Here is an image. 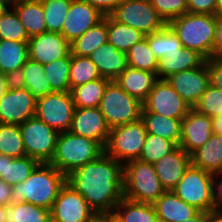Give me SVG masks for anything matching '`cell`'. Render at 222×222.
I'll list each match as a JSON object with an SVG mask.
<instances>
[{"instance_id":"obj_53","label":"cell","mask_w":222,"mask_h":222,"mask_svg":"<svg viewBox=\"0 0 222 222\" xmlns=\"http://www.w3.org/2000/svg\"><path fill=\"white\" fill-rule=\"evenodd\" d=\"M13 82L9 76L0 73V98Z\"/></svg>"},{"instance_id":"obj_55","label":"cell","mask_w":222,"mask_h":222,"mask_svg":"<svg viewBox=\"0 0 222 222\" xmlns=\"http://www.w3.org/2000/svg\"><path fill=\"white\" fill-rule=\"evenodd\" d=\"M213 133L222 135V113L213 118Z\"/></svg>"},{"instance_id":"obj_1","label":"cell","mask_w":222,"mask_h":222,"mask_svg":"<svg viewBox=\"0 0 222 222\" xmlns=\"http://www.w3.org/2000/svg\"><path fill=\"white\" fill-rule=\"evenodd\" d=\"M124 165L103 153L98 159L74 169L66 182L79 192L95 212H113L124 198Z\"/></svg>"},{"instance_id":"obj_37","label":"cell","mask_w":222,"mask_h":222,"mask_svg":"<svg viewBox=\"0 0 222 222\" xmlns=\"http://www.w3.org/2000/svg\"><path fill=\"white\" fill-rule=\"evenodd\" d=\"M101 78L94 62L87 56L71 55L69 83L71 90L74 87L86 84Z\"/></svg>"},{"instance_id":"obj_17","label":"cell","mask_w":222,"mask_h":222,"mask_svg":"<svg viewBox=\"0 0 222 222\" xmlns=\"http://www.w3.org/2000/svg\"><path fill=\"white\" fill-rule=\"evenodd\" d=\"M97 8L84 0H72L61 34L72 43L104 18Z\"/></svg>"},{"instance_id":"obj_36","label":"cell","mask_w":222,"mask_h":222,"mask_svg":"<svg viewBox=\"0 0 222 222\" xmlns=\"http://www.w3.org/2000/svg\"><path fill=\"white\" fill-rule=\"evenodd\" d=\"M126 56L129 67L155 73L157 75L159 59L150 48L146 37L129 48L126 52Z\"/></svg>"},{"instance_id":"obj_16","label":"cell","mask_w":222,"mask_h":222,"mask_svg":"<svg viewBox=\"0 0 222 222\" xmlns=\"http://www.w3.org/2000/svg\"><path fill=\"white\" fill-rule=\"evenodd\" d=\"M71 43L57 32H44L29 38V59L43 65L67 57L71 53Z\"/></svg>"},{"instance_id":"obj_40","label":"cell","mask_w":222,"mask_h":222,"mask_svg":"<svg viewBox=\"0 0 222 222\" xmlns=\"http://www.w3.org/2000/svg\"><path fill=\"white\" fill-rule=\"evenodd\" d=\"M0 154L13 158L26 156L19 125L0 123Z\"/></svg>"},{"instance_id":"obj_8","label":"cell","mask_w":222,"mask_h":222,"mask_svg":"<svg viewBox=\"0 0 222 222\" xmlns=\"http://www.w3.org/2000/svg\"><path fill=\"white\" fill-rule=\"evenodd\" d=\"M172 191L185 203L200 212L210 213L212 211L213 181L211 173L191 164Z\"/></svg>"},{"instance_id":"obj_19","label":"cell","mask_w":222,"mask_h":222,"mask_svg":"<svg viewBox=\"0 0 222 222\" xmlns=\"http://www.w3.org/2000/svg\"><path fill=\"white\" fill-rule=\"evenodd\" d=\"M213 134V119L192 108L182 119L180 147L189 155L202 147Z\"/></svg>"},{"instance_id":"obj_14","label":"cell","mask_w":222,"mask_h":222,"mask_svg":"<svg viewBox=\"0 0 222 222\" xmlns=\"http://www.w3.org/2000/svg\"><path fill=\"white\" fill-rule=\"evenodd\" d=\"M95 211L67 182L50 210L51 222H86Z\"/></svg>"},{"instance_id":"obj_23","label":"cell","mask_w":222,"mask_h":222,"mask_svg":"<svg viewBox=\"0 0 222 222\" xmlns=\"http://www.w3.org/2000/svg\"><path fill=\"white\" fill-rule=\"evenodd\" d=\"M159 222H182L194 217L199 210L185 203L173 191H165L154 203Z\"/></svg>"},{"instance_id":"obj_42","label":"cell","mask_w":222,"mask_h":222,"mask_svg":"<svg viewBox=\"0 0 222 222\" xmlns=\"http://www.w3.org/2000/svg\"><path fill=\"white\" fill-rule=\"evenodd\" d=\"M72 0H43L47 32L61 33Z\"/></svg>"},{"instance_id":"obj_32","label":"cell","mask_w":222,"mask_h":222,"mask_svg":"<svg viewBox=\"0 0 222 222\" xmlns=\"http://www.w3.org/2000/svg\"><path fill=\"white\" fill-rule=\"evenodd\" d=\"M141 31L114 20L107 15V41L119 51L126 53L134 44L145 38Z\"/></svg>"},{"instance_id":"obj_27","label":"cell","mask_w":222,"mask_h":222,"mask_svg":"<svg viewBox=\"0 0 222 222\" xmlns=\"http://www.w3.org/2000/svg\"><path fill=\"white\" fill-rule=\"evenodd\" d=\"M191 164L211 174L222 171V135L213 133L191 154Z\"/></svg>"},{"instance_id":"obj_45","label":"cell","mask_w":222,"mask_h":222,"mask_svg":"<svg viewBox=\"0 0 222 222\" xmlns=\"http://www.w3.org/2000/svg\"><path fill=\"white\" fill-rule=\"evenodd\" d=\"M150 2L167 24L188 13L187 0H150Z\"/></svg>"},{"instance_id":"obj_39","label":"cell","mask_w":222,"mask_h":222,"mask_svg":"<svg viewBox=\"0 0 222 222\" xmlns=\"http://www.w3.org/2000/svg\"><path fill=\"white\" fill-rule=\"evenodd\" d=\"M155 56L160 59L164 55L176 52L182 47L174 30L167 24L163 29L145 36Z\"/></svg>"},{"instance_id":"obj_54","label":"cell","mask_w":222,"mask_h":222,"mask_svg":"<svg viewBox=\"0 0 222 222\" xmlns=\"http://www.w3.org/2000/svg\"><path fill=\"white\" fill-rule=\"evenodd\" d=\"M208 212H198L194 217L182 222H208Z\"/></svg>"},{"instance_id":"obj_25","label":"cell","mask_w":222,"mask_h":222,"mask_svg":"<svg viewBox=\"0 0 222 222\" xmlns=\"http://www.w3.org/2000/svg\"><path fill=\"white\" fill-rule=\"evenodd\" d=\"M28 59V42L0 39V73L14 81Z\"/></svg>"},{"instance_id":"obj_44","label":"cell","mask_w":222,"mask_h":222,"mask_svg":"<svg viewBox=\"0 0 222 222\" xmlns=\"http://www.w3.org/2000/svg\"><path fill=\"white\" fill-rule=\"evenodd\" d=\"M194 109L212 119L222 113V89L210 85L201 95Z\"/></svg>"},{"instance_id":"obj_61","label":"cell","mask_w":222,"mask_h":222,"mask_svg":"<svg viewBox=\"0 0 222 222\" xmlns=\"http://www.w3.org/2000/svg\"><path fill=\"white\" fill-rule=\"evenodd\" d=\"M26 1H43V0H26Z\"/></svg>"},{"instance_id":"obj_15","label":"cell","mask_w":222,"mask_h":222,"mask_svg":"<svg viewBox=\"0 0 222 222\" xmlns=\"http://www.w3.org/2000/svg\"><path fill=\"white\" fill-rule=\"evenodd\" d=\"M166 80L191 108H194L201 95L210 86L207 61L199 68L178 72Z\"/></svg>"},{"instance_id":"obj_33","label":"cell","mask_w":222,"mask_h":222,"mask_svg":"<svg viewBox=\"0 0 222 222\" xmlns=\"http://www.w3.org/2000/svg\"><path fill=\"white\" fill-rule=\"evenodd\" d=\"M107 42V15L71 43V55L89 56L99 46Z\"/></svg>"},{"instance_id":"obj_35","label":"cell","mask_w":222,"mask_h":222,"mask_svg":"<svg viewBox=\"0 0 222 222\" xmlns=\"http://www.w3.org/2000/svg\"><path fill=\"white\" fill-rule=\"evenodd\" d=\"M6 222H51L50 210L28 202L5 207Z\"/></svg>"},{"instance_id":"obj_38","label":"cell","mask_w":222,"mask_h":222,"mask_svg":"<svg viewBox=\"0 0 222 222\" xmlns=\"http://www.w3.org/2000/svg\"><path fill=\"white\" fill-rule=\"evenodd\" d=\"M70 63L71 53L67 57L60 58L44 65L46 78L53 91L71 92L69 83Z\"/></svg>"},{"instance_id":"obj_60","label":"cell","mask_w":222,"mask_h":222,"mask_svg":"<svg viewBox=\"0 0 222 222\" xmlns=\"http://www.w3.org/2000/svg\"><path fill=\"white\" fill-rule=\"evenodd\" d=\"M110 222H118V221L115 219L113 212H110Z\"/></svg>"},{"instance_id":"obj_4","label":"cell","mask_w":222,"mask_h":222,"mask_svg":"<svg viewBox=\"0 0 222 222\" xmlns=\"http://www.w3.org/2000/svg\"><path fill=\"white\" fill-rule=\"evenodd\" d=\"M103 153L104 147L99 142L66 131L59 133L50 164L67 176L74 169L98 159Z\"/></svg>"},{"instance_id":"obj_47","label":"cell","mask_w":222,"mask_h":222,"mask_svg":"<svg viewBox=\"0 0 222 222\" xmlns=\"http://www.w3.org/2000/svg\"><path fill=\"white\" fill-rule=\"evenodd\" d=\"M207 68L210 77V85L222 89V59L212 57L206 59Z\"/></svg>"},{"instance_id":"obj_50","label":"cell","mask_w":222,"mask_h":222,"mask_svg":"<svg viewBox=\"0 0 222 222\" xmlns=\"http://www.w3.org/2000/svg\"><path fill=\"white\" fill-rule=\"evenodd\" d=\"M222 55V18H216L215 38L213 46V57Z\"/></svg>"},{"instance_id":"obj_10","label":"cell","mask_w":222,"mask_h":222,"mask_svg":"<svg viewBox=\"0 0 222 222\" xmlns=\"http://www.w3.org/2000/svg\"><path fill=\"white\" fill-rule=\"evenodd\" d=\"M109 15L144 35L159 31L167 25L150 0H124Z\"/></svg>"},{"instance_id":"obj_13","label":"cell","mask_w":222,"mask_h":222,"mask_svg":"<svg viewBox=\"0 0 222 222\" xmlns=\"http://www.w3.org/2000/svg\"><path fill=\"white\" fill-rule=\"evenodd\" d=\"M143 109L165 117L184 118L192 108L167 80L158 79L143 102Z\"/></svg>"},{"instance_id":"obj_3","label":"cell","mask_w":222,"mask_h":222,"mask_svg":"<svg viewBox=\"0 0 222 222\" xmlns=\"http://www.w3.org/2000/svg\"><path fill=\"white\" fill-rule=\"evenodd\" d=\"M216 15L185 13L168 25L177 34L182 46L193 49L206 59L213 57Z\"/></svg>"},{"instance_id":"obj_2","label":"cell","mask_w":222,"mask_h":222,"mask_svg":"<svg viewBox=\"0 0 222 222\" xmlns=\"http://www.w3.org/2000/svg\"><path fill=\"white\" fill-rule=\"evenodd\" d=\"M66 176L50 163H40L22 183L12 186L11 204L28 202L51 210Z\"/></svg>"},{"instance_id":"obj_9","label":"cell","mask_w":222,"mask_h":222,"mask_svg":"<svg viewBox=\"0 0 222 222\" xmlns=\"http://www.w3.org/2000/svg\"><path fill=\"white\" fill-rule=\"evenodd\" d=\"M19 126L26 156L40 163H50L55 154L59 132L36 116Z\"/></svg>"},{"instance_id":"obj_52","label":"cell","mask_w":222,"mask_h":222,"mask_svg":"<svg viewBox=\"0 0 222 222\" xmlns=\"http://www.w3.org/2000/svg\"><path fill=\"white\" fill-rule=\"evenodd\" d=\"M86 222H110V212H94Z\"/></svg>"},{"instance_id":"obj_12","label":"cell","mask_w":222,"mask_h":222,"mask_svg":"<svg viewBox=\"0 0 222 222\" xmlns=\"http://www.w3.org/2000/svg\"><path fill=\"white\" fill-rule=\"evenodd\" d=\"M37 100L13 82L0 98V123L21 125L35 116Z\"/></svg>"},{"instance_id":"obj_24","label":"cell","mask_w":222,"mask_h":222,"mask_svg":"<svg viewBox=\"0 0 222 222\" xmlns=\"http://www.w3.org/2000/svg\"><path fill=\"white\" fill-rule=\"evenodd\" d=\"M157 80L155 73L128 66L114 81L129 95L143 103Z\"/></svg>"},{"instance_id":"obj_43","label":"cell","mask_w":222,"mask_h":222,"mask_svg":"<svg viewBox=\"0 0 222 222\" xmlns=\"http://www.w3.org/2000/svg\"><path fill=\"white\" fill-rule=\"evenodd\" d=\"M177 145L166 138L147 133L139 160L154 164L163 156L172 152Z\"/></svg>"},{"instance_id":"obj_26","label":"cell","mask_w":222,"mask_h":222,"mask_svg":"<svg viewBox=\"0 0 222 222\" xmlns=\"http://www.w3.org/2000/svg\"><path fill=\"white\" fill-rule=\"evenodd\" d=\"M14 82L29 90L36 100L54 92L46 78L44 65L31 59L26 61Z\"/></svg>"},{"instance_id":"obj_41","label":"cell","mask_w":222,"mask_h":222,"mask_svg":"<svg viewBox=\"0 0 222 222\" xmlns=\"http://www.w3.org/2000/svg\"><path fill=\"white\" fill-rule=\"evenodd\" d=\"M29 36L14 9H5L0 13V39L28 42Z\"/></svg>"},{"instance_id":"obj_59","label":"cell","mask_w":222,"mask_h":222,"mask_svg":"<svg viewBox=\"0 0 222 222\" xmlns=\"http://www.w3.org/2000/svg\"><path fill=\"white\" fill-rule=\"evenodd\" d=\"M5 206L0 205V222H6Z\"/></svg>"},{"instance_id":"obj_21","label":"cell","mask_w":222,"mask_h":222,"mask_svg":"<svg viewBox=\"0 0 222 222\" xmlns=\"http://www.w3.org/2000/svg\"><path fill=\"white\" fill-rule=\"evenodd\" d=\"M205 62L206 58L199 52L182 46L176 52L164 55L158 60L157 77L166 80L178 72L199 68Z\"/></svg>"},{"instance_id":"obj_49","label":"cell","mask_w":222,"mask_h":222,"mask_svg":"<svg viewBox=\"0 0 222 222\" xmlns=\"http://www.w3.org/2000/svg\"><path fill=\"white\" fill-rule=\"evenodd\" d=\"M97 8L102 14L109 15L124 0H84Z\"/></svg>"},{"instance_id":"obj_56","label":"cell","mask_w":222,"mask_h":222,"mask_svg":"<svg viewBox=\"0 0 222 222\" xmlns=\"http://www.w3.org/2000/svg\"><path fill=\"white\" fill-rule=\"evenodd\" d=\"M22 0H0V6L5 9H14Z\"/></svg>"},{"instance_id":"obj_5","label":"cell","mask_w":222,"mask_h":222,"mask_svg":"<svg viewBox=\"0 0 222 222\" xmlns=\"http://www.w3.org/2000/svg\"><path fill=\"white\" fill-rule=\"evenodd\" d=\"M124 198L143 203H154L164 192L154 165L141 160L124 164Z\"/></svg>"},{"instance_id":"obj_22","label":"cell","mask_w":222,"mask_h":222,"mask_svg":"<svg viewBox=\"0 0 222 222\" xmlns=\"http://www.w3.org/2000/svg\"><path fill=\"white\" fill-rule=\"evenodd\" d=\"M96 65L102 78L114 81L127 67L126 53L119 51L108 41L88 56Z\"/></svg>"},{"instance_id":"obj_30","label":"cell","mask_w":222,"mask_h":222,"mask_svg":"<svg viewBox=\"0 0 222 222\" xmlns=\"http://www.w3.org/2000/svg\"><path fill=\"white\" fill-rule=\"evenodd\" d=\"M118 222H159L152 203L135 202L123 198L114 208Z\"/></svg>"},{"instance_id":"obj_20","label":"cell","mask_w":222,"mask_h":222,"mask_svg":"<svg viewBox=\"0 0 222 222\" xmlns=\"http://www.w3.org/2000/svg\"><path fill=\"white\" fill-rule=\"evenodd\" d=\"M153 165L163 189L172 191L191 165V155L178 145Z\"/></svg>"},{"instance_id":"obj_28","label":"cell","mask_w":222,"mask_h":222,"mask_svg":"<svg viewBox=\"0 0 222 222\" xmlns=\"http://www.w3.org/2000/svg\"><path fill=\"white\" fill-rule=\"evenodd\" d=\"M39 164V161L28 156L13 158L0 154V179L10 186L22 183Z\"/></svg>"},{"instance_id":"obj_51","label":"cell","mask_w":222,"mask_h":222,"mask_svg":"<svg viewBox=\"0 0 222 222\" xmlns=\"http://www.w3.org/2000/svg\"><path fill=\"white\" fill-rule=\"evenodd\" d=\"M12 186L0 179V205L7 207L11 205Z\"/></svg>"},{"instance_id":"obj_62","label":"cell","mask_w":222,"mask_h":222,"mask_svg":"<svg viewBox=\"0 0 222 222\" xmlns=\"http://www.w3.org/2000/svg\"><path fill=\"white\" fill-rule=\"evenodd\" d=\"M4 9L0 6V13L3 11Z\"/></svg>"},{"instance_id":"obj_48","label":"cell","mask_w":222,"mask_h":222,"mask_svg":"<svg viewBox=\"0 0 222 222\" xmlns=\"http://www.w3.org/2000/svg\"><path fill=\"white\" fill-rule=\"evenodd\" d=\"M213 203L212 211H222V171L212 174Z\"/></svg>"},{"instance_id":"obj_34","label":"cell","mask_w":222,"mask_h":222,"mask_svg":"<svg viewBox=\"0 0 222 222\" xmlns=\"http://www.w3.org/2000/svg\"><path fill=\"white\" fill-rule=\"evenodd\" d=\"M111 80L98 78L71 90L75 108L99 107L107 85Z\"/></svg>"},{"instance_id":"obj_29","label":"cell","mask_w":222,"mask_h":222,"mask_svg":"<svg viewBox=\"0 0 222 222\" xmlns=\"http://www.w3.org/2000/svg\"><path fill=\"white\" fill-rule=\"evenodd\" d=\"M146 131L150 134L173 141L177 146L181 141V127L183 118H171L157 113L142 110V117Z\"/></svg>"},{"instance_id":"obj_11","label":"cell","mask_w":222,"mask_h":222,"mask_svg":"<svg viewBox=\"0 0 222 222\" xmlns=\"http://www.w3.org/2000/svg\"><path fill=\"white\" fill-rule=\"evenodd\" d=\"M75 105L71 92H52L37 100L35 116L59 133L69 131Z\"/></svg>"},{"instance_id":"obj_57","label":"cell","mask_w":222,"mask_h":222,"mask_svg":"<svg viewBox=\"0 0 222 222\" xmlns=\"http://www.w3.org/2000/svg\"><path fill=\"white\" fill-rule=\"evenodd\" d=\"M208 222H222V211H211L208 215Z\"/></svg>"},{"instance_id":"obj_18","label":"cell","mask_w":222,"mask_h":222,"mask_svg":"<svg viewBox=\"0 0 222 222\" xmlns=\"http://www.w3.org/2000/svg\"><path fill=\"white\" fill-rule=\"evenodd\" d=\"M110 129L98 107L75 108L69 132L97 141L105 147Z\"/></svg>"},{"instance_id":"obj_31","label":"cell","mask_w":222,"mask_h":222,"mask_svg":"<svg viewBox=\"0 0 222 222\" xmlns=\"http://www.w3.org/2000/svg\"><path fill=\"white\" fill-rule=\"evenodd\" d=\"M14 10L29 37L47 32L42 1L22 0Z\"/></svg>"},{"instance_id":"obj_46","label":"cell","mask_w":222,"mask_h":222,"mask_svg":"<svg viewBox=\"0 0 222 222\" xmlns=\"http://www.w3.org/2000/svg\"><path fill=\"white\" fill-rule=\"evenodd\" d=\"M218 0H187L188 13L215 15Z\"/></svg>"},{"instance_id":"obj_7","label":"cell","mask_w":222,"mask_h":222,"mask_svg":"<svg viewBox=\"0 0 222 222\" xmlns=\"http://www.w3.org/2000/svg\"><path fill=\"white\" fill-rule=\"evenodd\" d=\"M110 128L135 122L142 117L143 103L111 81L98 107Z\"/></svg>"},{"instance_id":"obj_6","label":"cell","mask_w":222,"mask_h":222,"mask_svg":"<svg viewBox=\"0 0 222 222\" xmlns=\"http://www.w3.org/2000/svg\"><path fill=\"white\" fill-rule=\"evenodd\" d=\"M147 136L142 119L110 129L104 153L123 165L138 160Z\"/></svg>"},{"instance_id":"obj_58","label":"cell","mask_w":222,"mask_h":222,"mask_svg":"<svg viewBox=\"0 0 222 222\" xmlns=\"http://www.w3.org/2000/svg\"><path fill=\"white\" fill-rule=\"evenodd\" d=\"M215 15L218 18H222V0H218V4H217V9H216Z\"/></svg>"}]
</instances>
